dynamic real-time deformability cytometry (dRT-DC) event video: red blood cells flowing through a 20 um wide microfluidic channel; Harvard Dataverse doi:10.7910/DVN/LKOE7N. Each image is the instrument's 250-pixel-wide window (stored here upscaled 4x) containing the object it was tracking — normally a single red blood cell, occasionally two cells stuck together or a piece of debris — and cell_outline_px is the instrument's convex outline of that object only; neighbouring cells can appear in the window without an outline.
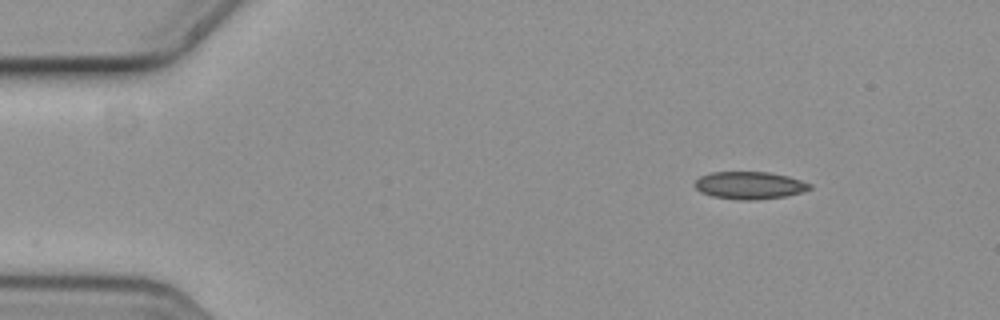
{"species": "common noctule bat (a hibernating species)", "species_latin": "Nyctalus noctula", "temperature_condition": "cold", "stored_images_in_passage": 6, "camera_frame_rate_fps": 3000, "um_per_image_px": 0.085, "animal": {"sex": "female", "body_mass_g": 19.3, "forearm_length_mm": 54.1}, "frame": {"image": 1, "passage_image": 1, "time_ms": 0.0, "image_size_px": [1000, 320], "cell_outline_px": [[812, 188], [800, 192], [784, 196], [756, 200], [740, 200], [712, 196], [700, 192], [696, 188], [696, 180], [700, 176], [712, 172], [768, 172], [788, 176], [812, 184]], "centroid_in_image_um": [63.71, 15.75], "position_along_channel_um": 21.3, "area_um2": 18.26}}
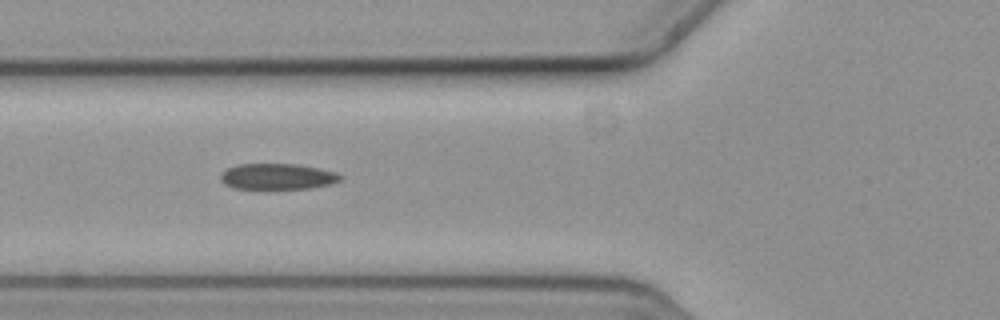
{"frame": {"image": 2, "passage_image": 5, "time_ms": 1.333, "image_size_px": [1000, 320], "cell_outline_px": [[340, 180], [328, 184], [308, 188], [264, 192], [232, 188], [224, 184], [220, 180], [220, 172], [228, 168], [240, 164], [296, 164], [320, 168], [336, 172], [340, 176]], "centroid_in_image_um": [23.48, 15.05], "position_along_channel_um": 102.3, "area_um2": 18.96}}
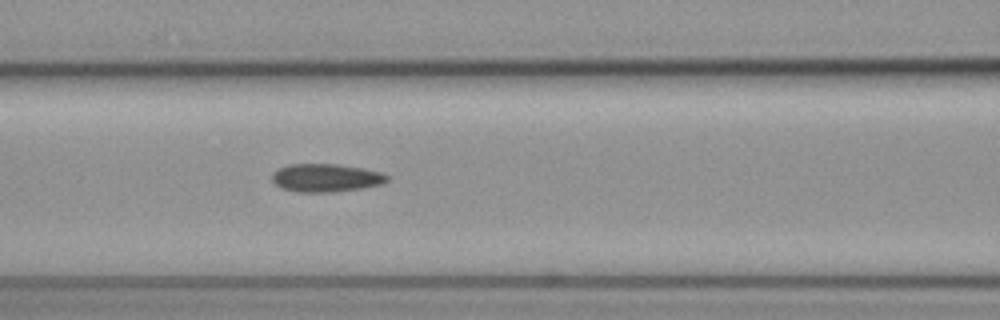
{"frame": {"image": 3, "passage_image": 6, "time_ms": 1.667, "image_size_px": [1000, 320], "cell_outline_px": [[388, 180], [380, 184], [360, 188], [332, 192], [296, 192], [280, 188], [272, 180], [272, 172], [276, 168], [288, 164], [336, 164], [360, 168], [380, 172], [388, 176]], "centroid_in_image_um": [27.62, 15.11], "position_along_channel_um": 139.0, "area_um2": 18.79}}